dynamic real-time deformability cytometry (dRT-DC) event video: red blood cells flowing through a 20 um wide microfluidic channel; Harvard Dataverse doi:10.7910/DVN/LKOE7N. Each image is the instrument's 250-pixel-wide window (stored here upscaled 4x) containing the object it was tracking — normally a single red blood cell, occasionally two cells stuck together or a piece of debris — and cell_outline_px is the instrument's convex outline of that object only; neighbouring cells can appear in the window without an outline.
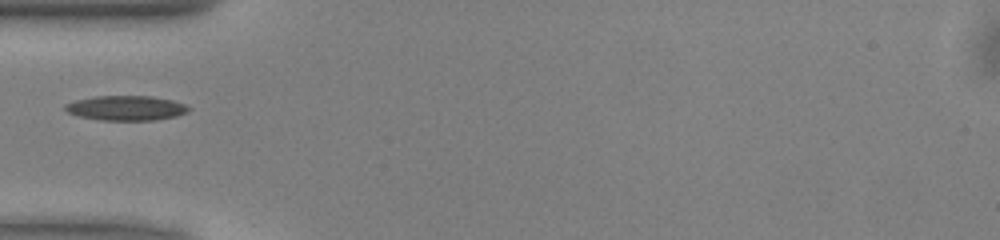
{"species": "common noctule bat (a hibernating species)", "species_latin": "Nyctalus noctula", "temperature_condition": "warm", "stored_images_in_passage": 19, "camera_frame_rate_fps": 3000, "um_per_image_px": 0.085, "animal": {"sex": "male", "body_mass_g": 13.0, "forearm_length_mm": 53.1}, "frame": {"image": 1, "passage_image": 1, "time_ms": 0.0, "image_size_px": [1000, 240], "cell_outline_px": [[192, 108], [188, 112], [176, 116], [156, 120], [100, 120], [80, 116], [68, 112], [64, 108], [64, 104], [76, 100], [96, 96], [152, 96], [172, 100], [184, 104]], "centroid_in_image_um": [10.74, 9.18], "position_along_channel_um": 74.3, "area_um2": 17.8}}
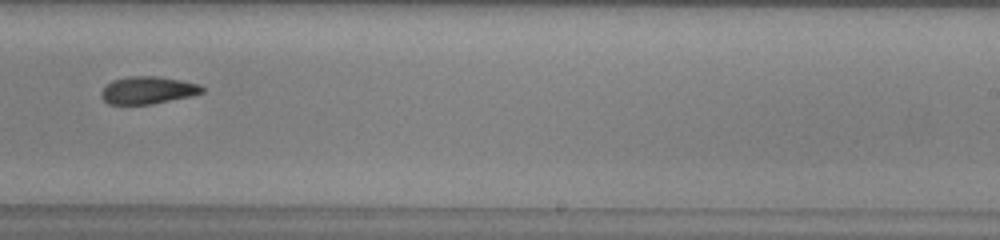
{"frame": {"image": 2, "passage_image": 16, "time_ms": 5.0, "image_size_px": [1000, 240], "cell_outline_px": [[204, 92], [192, 96], [152, 104], [108, 104], [100, 96], [100, 92], [112, 80], [128, 76], [160, 76], [180, 80], [196, 84], [204, 88]], "centroid_in_image_um": [12.55, 7.67], "position_along_channel_um": 276.5, "area_um2": 16.13}}
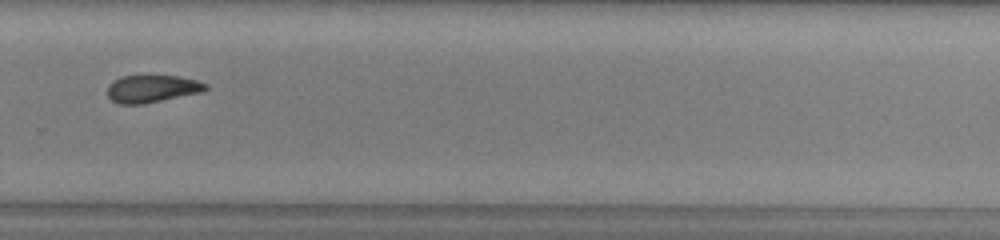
{"frame": {"image": 3, "passage_image": 19, "time_ms": 6.0, "image_size_px": [1000, 240], "cell_outline_px": [[208, 88], [200, 92], [144, 104], [120, 104], [112, 100], [108, 96], [108, 84], [124, 76], [176, 76], [196, 80], [208, 84]], "centroid_in_image_um": [12.92, 7.55], "position_along_channel_um": 316.9, "area_um2": 15.43}}